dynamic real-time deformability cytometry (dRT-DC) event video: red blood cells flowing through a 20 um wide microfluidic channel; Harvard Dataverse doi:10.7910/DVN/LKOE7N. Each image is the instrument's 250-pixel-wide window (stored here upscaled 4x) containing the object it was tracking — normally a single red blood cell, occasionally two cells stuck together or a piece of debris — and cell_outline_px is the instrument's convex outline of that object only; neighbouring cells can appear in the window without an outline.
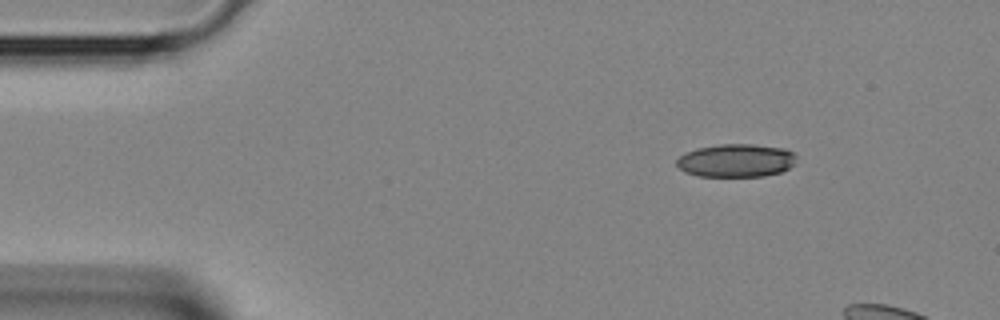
{"species": "Egyptian fruit bat (a non-hibernating species)", "species_latin": "Rousettus aegyptiacus", "temperature_condition": "room temperature", "stored_images_in_passage": 4, "camera_frame_rate_fps": 3000, "um_per_image_px": 0.085, "animal": {"sex": "female"}, "frame": {"image": 1, "passage_image": 1, "time_ms": 0.0, "image_size_px": [1000, 320], "cell_outline_px": [[796, 164], [780, 172], [764, 176], [700, 176], [684, 172], [676, 164], [676, 160], [684, 152], [696, 148], [720, 144], [752, 144], [784, 148], [792, 152], [796, 156]], "centroid_in_image_um": [62.56, 13.64], "position_along_channel_um": 22.4, "area_um2": 23.24}}